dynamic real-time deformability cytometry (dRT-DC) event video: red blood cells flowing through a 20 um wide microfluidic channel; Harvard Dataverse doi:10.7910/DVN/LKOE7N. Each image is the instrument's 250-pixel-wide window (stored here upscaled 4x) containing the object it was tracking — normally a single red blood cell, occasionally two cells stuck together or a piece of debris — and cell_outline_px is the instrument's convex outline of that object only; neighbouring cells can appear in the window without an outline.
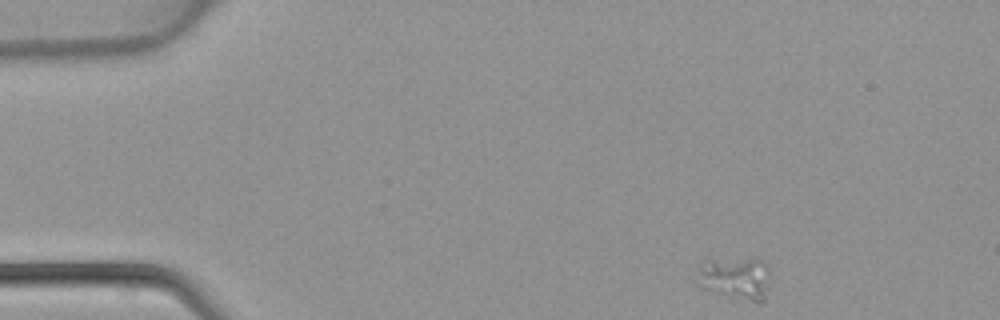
{"species": "common noctule bat (a hibernating species)", "species_latin": "Nyctalus noctula", "temperature_condition": "warm", "stored_images_in_passage": 41, "camera_frame_rate_fps": 3000, "um_per_image_px": 0.085, "animal": {"sex": "female", "body_mass_g": 22.7, "forearm_length_mm": 54.2}, "frame": {"image": 1, "passage_image": 1, "time_ms": 0.0, "image_size_px": [1000, 320], "cell_outline_px": [[768, 272], [764, 300], [760, 304], [756, 304], [700, 288], [700, 268], [704, 260], [764, 260], [768, 268]], "centroid_in_image_um": [62.54, 23.7], "position_along_channel_um": 22.5, "area_um2": 17.57}}
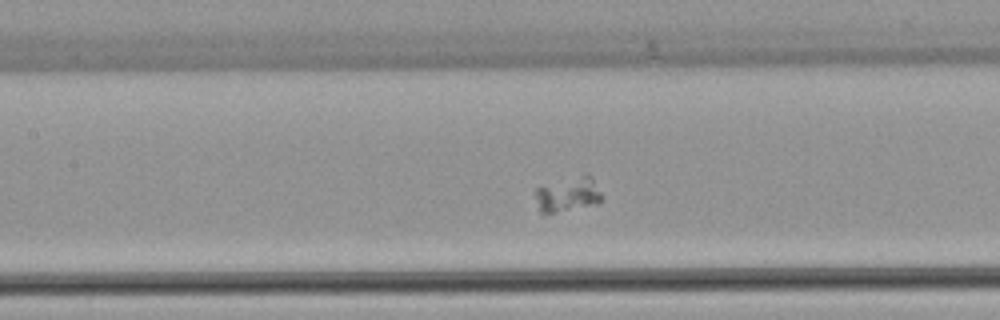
{"frame": {"image": 2, "passage_image": 16, "time_ms": 5.0, "image_size_px": [1000, 320], "cell_outline_px": [[600, 200], [596, 204], [556, 212], [540, 212], [536, 196], [536, 188], [580, 176], [592, 176], [600, 192]], "centroid_in_image_um": [48.29, 16.55], "position_along_channel_um": 159.1, "area_um2": 12.6}}
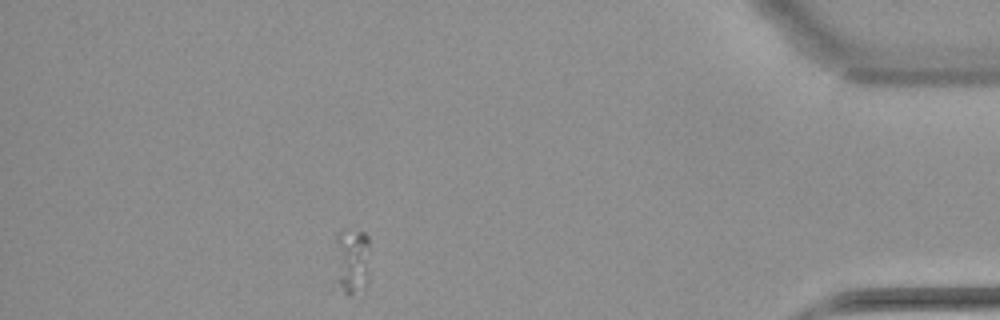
{"frame": {"image": 3, "passage_image": 36, "time_ms": 11.667, "image_size_px": [1000, 320], "cell_outline_px": [[368, 280], [364, 292], [344, 292], [332, 288], [332, 284], [336, 236], [344, 228], [364, 232], [368, 236]], "centroid_in_image_um": [29.82, 22.23], "position_along_channel_um": 405.4, "area_um2": 14.68}}